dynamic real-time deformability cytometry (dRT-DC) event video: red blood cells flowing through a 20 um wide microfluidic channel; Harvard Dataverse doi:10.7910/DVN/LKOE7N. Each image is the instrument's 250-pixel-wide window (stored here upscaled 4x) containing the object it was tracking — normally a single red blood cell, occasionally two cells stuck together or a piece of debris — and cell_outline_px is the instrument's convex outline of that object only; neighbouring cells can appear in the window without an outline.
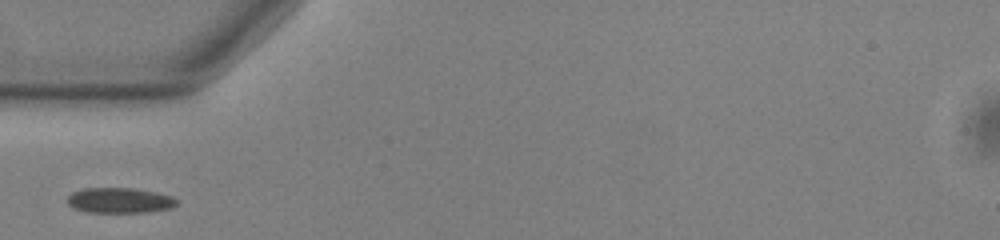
{"species": "common noctule bat (a hibernating species)", "species_latin": "Nyctalus noctula", "temperature_condition": "warm", "stored_images_in_passage": 37, "camera_frame_rate_fps": 3000, "um_per_image_px": 0.085, "animal": {"sex": "male", "body_mass_g": 13.0, "forearm_length_mm": 53.1}, "frame": {"image": 1, "passage_image": 1, "time_ms": 0.0, "image_size_px": [1000, 240], "cell_outline_px": [[180, 200], [172, 208], [148, 212], [84, 212], [72, 208], [68, 204], [68, 196], [72, 192], [84, 188], [132, 188], [156, 192], [172, 196]], "centroid_in_image_um": [10.18, 17.03], "position_along_channel_um": 74.8, "area_um2": 16.3}}
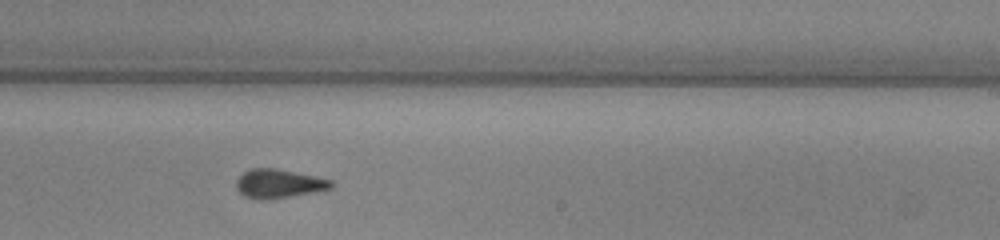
{"frame": {"image": 2, "passage_image": 16, "time_ms": 5.0, "image_size_px": [1000, 240], "cell_outline_px": [[336, 184], [332, 188], [312, 192], [288, 196], [260, 200], [244, 196], [236, 188], [236, 180], [244, 172], [252, 168], [276, 168], [296, 172], [332, 180]], "centroid_in_image_um": [23.69, 15.6], "position_along_channel_um": 265.3, "area_um2": 15.78}}
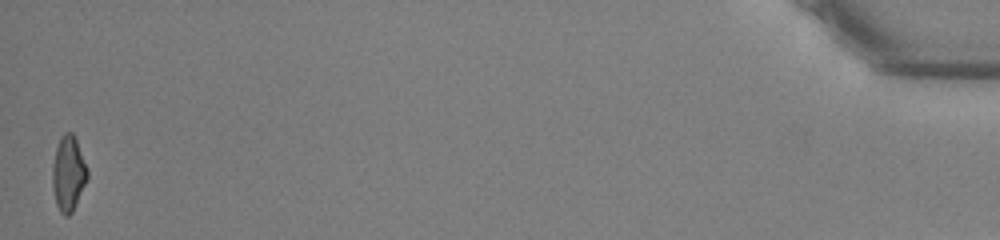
{"frame": {"image": 3, "passage_image": 37, "time_ms": 12.0, "image_size_px": [1000, 240], "cell_outline_px": [[88, 180], [72, 212], [68, 216], [64, 216], [60, 212], [56, 204], [52, 188], [52, 164], [56, 148], [60, 136], [64, 132], [72, 132], [76, 140], [88, 172]], "centroid_in_image_um": [5.79, 14.77], "position_along_channel_um": 429.4, "area_um2": 15.37}}